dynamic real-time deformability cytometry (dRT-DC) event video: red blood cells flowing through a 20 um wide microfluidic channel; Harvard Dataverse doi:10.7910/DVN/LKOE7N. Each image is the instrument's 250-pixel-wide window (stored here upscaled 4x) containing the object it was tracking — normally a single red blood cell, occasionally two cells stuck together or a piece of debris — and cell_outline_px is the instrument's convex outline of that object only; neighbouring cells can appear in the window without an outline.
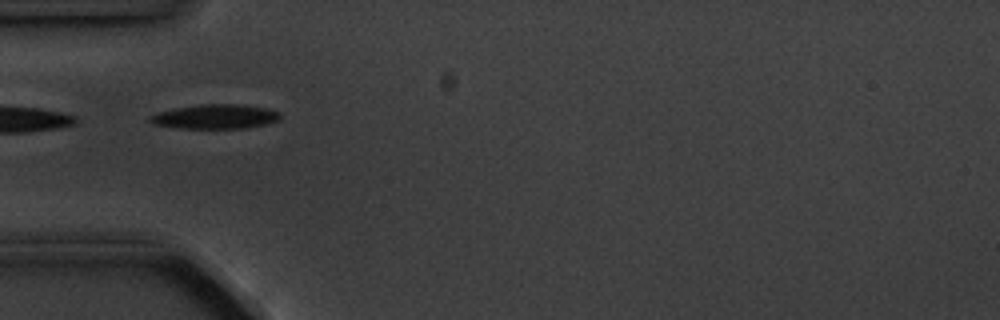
{"species": "common noctule bat (a hibernating species)", "species_latin": "Nyctalus noctula", "temperature_condition": "cold", "stored_images_in_passage": 5, "camera_frame_rate_fps": 3000, "um_per_image_px": 0.085, "animal": {"sex": "male", "body_mass_g": 20.1, "forearm_length_mm": 53.5}, "frame": {"image": 1, "passage_image": 3, "time_ms": 2.333, "image_size_px": [1000, 320], "cell_outline_px": [[280, 120], [264, 124], [244, 128], [180, 128], [152, 124], [148, 120], [148, 116], [156, 112], [176, 108], [200, 104], [240, 104], [264, 108], [280, 112]], "centroid_in_image_um": [18.25, 9.91], "position_along_channel_um": 66.8, "area_um2": 18.5}}